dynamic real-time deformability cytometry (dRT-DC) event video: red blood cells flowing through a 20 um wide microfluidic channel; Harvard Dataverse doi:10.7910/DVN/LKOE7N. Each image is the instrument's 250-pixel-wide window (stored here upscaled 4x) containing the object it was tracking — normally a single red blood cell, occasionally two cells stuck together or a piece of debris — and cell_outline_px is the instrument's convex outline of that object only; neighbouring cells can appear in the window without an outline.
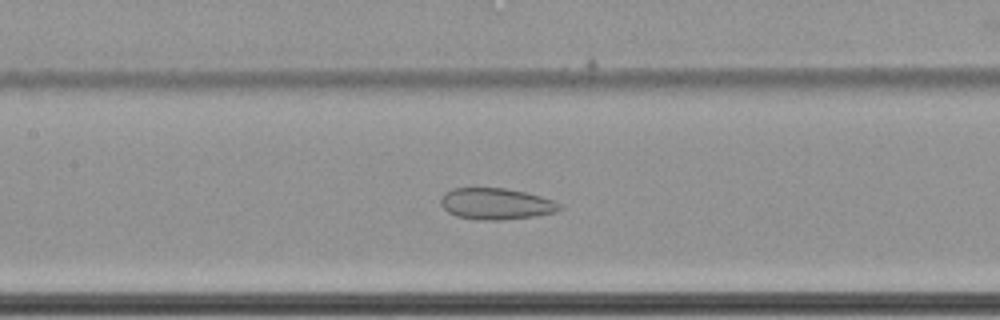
{"species": "common noctule bat (a hibernating species)", "species_latin": "Nyctalus noctula", "temperature_condition": "cold", "stored_images_in_passage": 66, "camera_frame_rate_fps": 3000, "um_per_image_px": 0.085, "animal": {"sex": "female", "body_mass_g": 22.7, "forearm_length_mm": 54.2}, "frame": {"image": 1, "passage_image": 35, "time_ms": 11.333, "image_size_px": [1000, 320], "cell_outline_px": [[564, 208], [556, 212], [536, 216], [500, 220], [480, 220], [456, 216], [448, 212], [440, 204], [440, 200], [444, 192], [452, 188], [504, 188], [524, 192], [540, 196], [552, 200], [560, 204]], "centroid_in_image_um": [42.15, 17.33], "position_along_channel_um": 165.2, "area_um2": 21.79}}
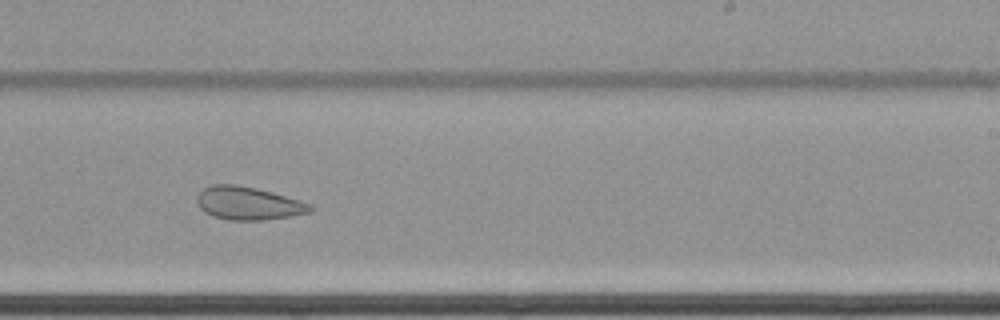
{"frame": {"image": 2, "passage_image": 44, "time_ms": 14.333, "image_size_px": [1000, 320], "cell_outline_px": [[316, 208], [312, 212], [292, 216], [264, 220], [228, 220], [212, 216], [204, 212], [200, 208], [196, 200], [196, 196], [204, 188], [212, 184], [236, 184], [256, 188], [272, 192], [300, 200], [312, 204]], "centroid_in_image_um": [21.13, 17.28], "position_along_channel_um": 267.9, "area_um2": 22.14}}
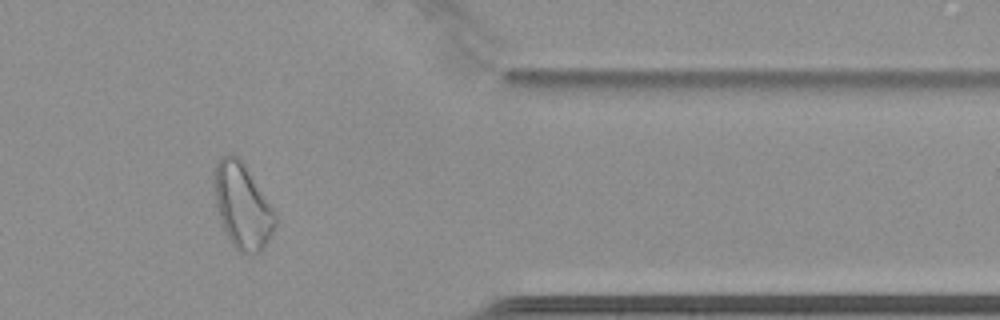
{"frame": {"image": 3, "passage_image": 56, "time_ms": 18.333, "image_size_px": [1000, 320], "cell_outline_px": [[276, 224], [264, 248], [260, 252], [252, 256], [240, 252], [232, 244], [224, 228], [216, 204], [212, 184], [212, 168], [220, 156], [228, 152], [232, 152], [244, 164], [276, 212]], "centroid_in_image_um": [20.57, 17.46], "position_along_channel_um": 390.8, "area_um2": 30.63}}